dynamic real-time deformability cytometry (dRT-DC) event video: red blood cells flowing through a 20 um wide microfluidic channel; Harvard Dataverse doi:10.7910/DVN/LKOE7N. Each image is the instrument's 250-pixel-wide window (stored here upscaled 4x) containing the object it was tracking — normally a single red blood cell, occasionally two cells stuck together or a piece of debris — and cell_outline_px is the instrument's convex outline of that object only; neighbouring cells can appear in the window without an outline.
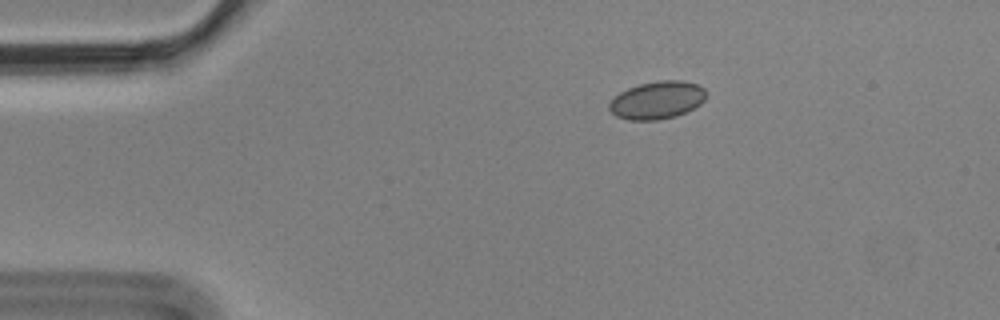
{"species": "Egyptian fruit bat (a non-hibernating species)", "species_latin": "Rousettus aegyptiacus", "temperature_condition": "cold", "stored_images_in_passage": 7, "camera_frame_rate_fps": 3000, "um_per_image_px": 0.085, "animal": {"sex": "male"}, "frame": {"image": 1, "passage_image": 4, "time_ms": 1.0, "image_size_px": [1000, 320], "cell_outline_px": [[704, 100], [700, 104], [676, 116], [656, 120], [628, 120], [616, 116], [608, 108], [608, 104], [620, 92], [628, 88], [640, 84], [656, 80], [680, 80], [696, 84], [704, 88]], "centroid_in_image_um": [55.82, 8.51], "position_along_channel_um": 29.2, "area_um2": 21.1}}